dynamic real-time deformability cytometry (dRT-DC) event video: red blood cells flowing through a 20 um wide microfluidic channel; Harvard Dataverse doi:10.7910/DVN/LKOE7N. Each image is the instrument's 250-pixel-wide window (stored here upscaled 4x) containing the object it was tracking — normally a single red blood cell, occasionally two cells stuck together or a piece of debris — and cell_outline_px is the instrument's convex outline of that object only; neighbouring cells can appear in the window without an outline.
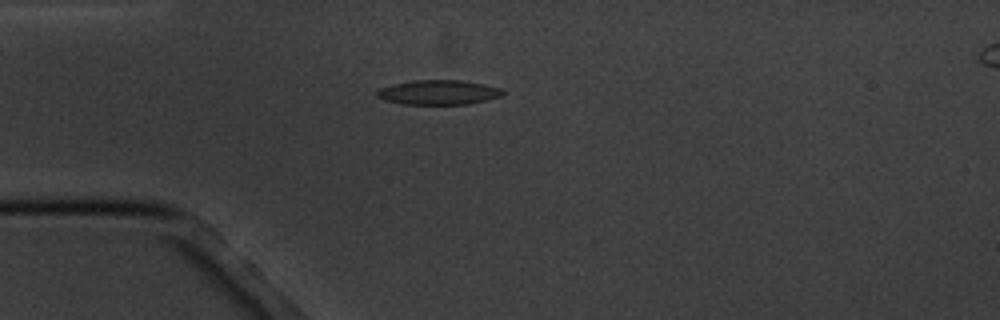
{"species": "common noctule bat (a hibernating species)", "species_latin": "Nyctalus noctula", "temperature_condition": "cold", "stored_images_in_passage": 6, "camera_frame_rate_fps": 3000, "um_per_image_px": 0.085, "animal": {"sex": "male", "body_mass_g": 20.1, "forearm_length_mm": 53.5}, "frame": {"image": 1, "passage_image": 4, "time_ms": 3.667, "image_size_px": [1000, 320], "cell_outline_px": [[504, 96], [468, 104], [400, 104], [384, 100], [376, 96], [376, 92], [380, 88], [392, 84], [416, 80], [460, 80], [484, 84], [500, 88], [504, 92]], "centroid_in_image_um": [37.27, 7.85], "position_along_channel_um": 47.7, "area_um2": 18.09}}
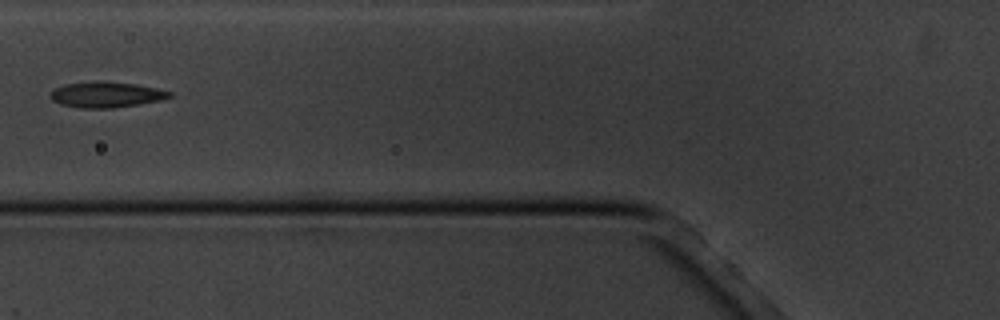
{"frame": {"image": 2, "passage_image": 6, "time_ms": 6.0, "image_size_px": [1000, 320], "cell_outline_px": [[172, 96], [160, 100], [140, 104], [116, 108], [80, 108], [60, 104], [52, 100], [48, 96], [56, 88], [64, 84], [92, 80], [104, 80], [132, 84], [156, 88], [172, 92]], "centroid_in_image_um": [8.99, 8.03], "position_along_channel_um": 116.8, "area_um2": 18.03}}